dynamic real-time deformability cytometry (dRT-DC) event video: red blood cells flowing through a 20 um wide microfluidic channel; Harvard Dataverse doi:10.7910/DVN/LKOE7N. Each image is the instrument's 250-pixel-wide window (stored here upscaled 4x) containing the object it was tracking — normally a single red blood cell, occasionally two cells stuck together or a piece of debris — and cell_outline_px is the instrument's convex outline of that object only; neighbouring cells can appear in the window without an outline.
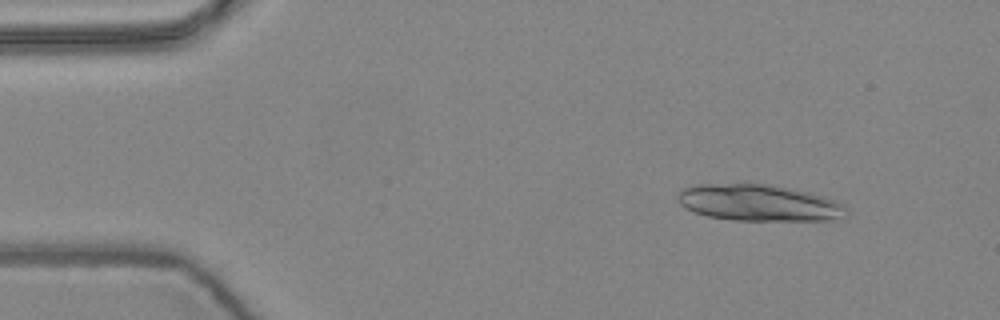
{"species": "common noctule bat (a hibernating species)", "species_latin": "Nyctalus noctula", "temperature_condition": "warm", "stored_images_in_passage": 7, "camera_frame_rate_fps": 3000, "um_per_image_px": 0.085, "animal": {"sex": "female", "body_mass_g": 24.6, "forearm_length_mm": 56.2}, "frame": {"image": 1, "passage_image": 2, "time_ms": 0.333, "image_size_px": [1000, 320], "cell_outline_px": [[848, 216], [836, 220], [732, 220], [708, 216], [692, 212], [684, 208], [676, 200], [676, 196], [680, 188], [700, 184], [768, 184], [808, 192], [824, 196], [836, 200], [844, 204], [848, 208]], "centroid_in_image_um": [64.51, 17.25], "position_along_channel_um": 20.5, "area_um2": 36.3}}